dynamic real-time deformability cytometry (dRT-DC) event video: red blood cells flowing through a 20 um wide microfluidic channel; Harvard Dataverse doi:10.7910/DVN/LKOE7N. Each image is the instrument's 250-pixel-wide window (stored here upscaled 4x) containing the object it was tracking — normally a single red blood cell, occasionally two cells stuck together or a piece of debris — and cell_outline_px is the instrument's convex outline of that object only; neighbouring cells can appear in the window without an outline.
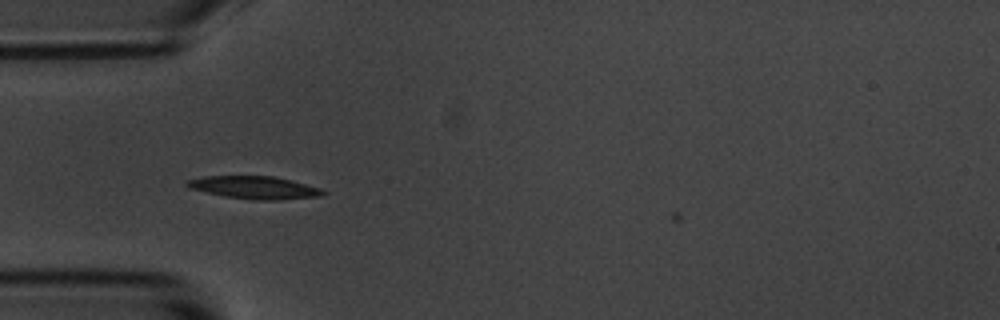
{"species": "common noctule bat (a hibernating species)", "species_latin": "Nyctalus noctula", "temperature_condition": "room temperature", "stored_images_in_passage": 25, "camera_frame_rate_fps": 3000, "um_per_image_px": 0.085, "animal": {"sex": "male", "body_mass_g": 20.1, "forearm_length_mm": 53.5}, "frame": {"image": 1, "passage_image": 12, "time_ms": 3.667, "image_size_px": [1000, 320], "cell_outline_px": [[328, 192], [324, 196], [280, 200], [252, 200], [224, 196], [188, 188], [184, 184], [188, 180], [204, 176], [272, 176], [320, 188]], "centroid_in_image_um": [21.63, 15.95], "position_along_channel_um": 63.4, "area_um2": 17.98}}
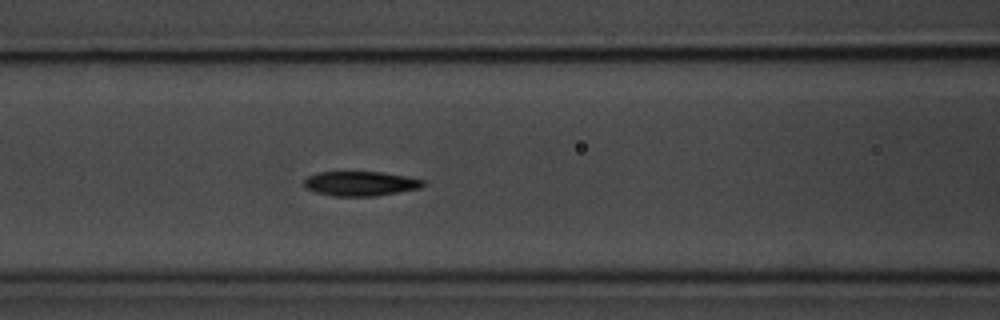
{"frame": {"image": 2, "passage_image": 18, "time_ms": 5.667, "image_size_px": [1000, 320], "cell_outline_px": [[424, 184], [420, 188], [376, 196], [332, 196], [316, 192], [304, 188], [304, 180], [308, 176], [320, 172], [380, 172], [404, 176], [424, 180]], "centroid_in_image_um": [30.6, 15.61], "position_along_channel_um": 136.0, "area_um2": 16.94}}
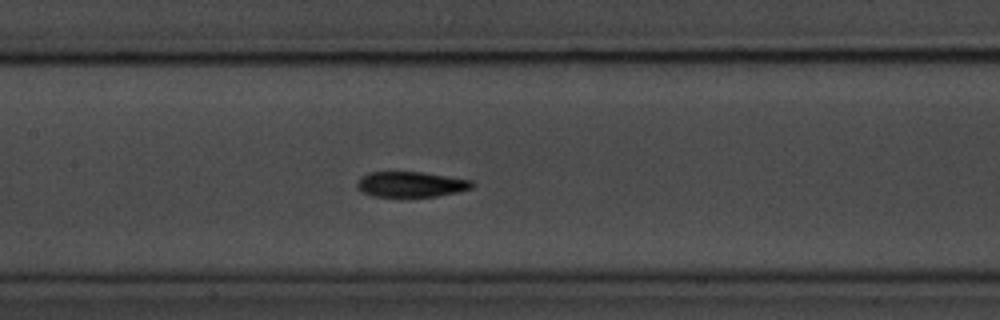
{"frame": {"image": 3, "passage_image": 21, "time_ms": 6.667, "image_size_px": [1000, 320], "cell_outline_px": [[476, 184], [472, 188], [456, 192], [436, 196], [372, 196], [360, 192], [356, 188], [356, 180], [360, 176], [368, 172], [424, 172], [472, 180]], "centroid_in_image_um": [34.88, 15.66], "position_along_channel_um": 172.5, "area_um2": 17.22}}